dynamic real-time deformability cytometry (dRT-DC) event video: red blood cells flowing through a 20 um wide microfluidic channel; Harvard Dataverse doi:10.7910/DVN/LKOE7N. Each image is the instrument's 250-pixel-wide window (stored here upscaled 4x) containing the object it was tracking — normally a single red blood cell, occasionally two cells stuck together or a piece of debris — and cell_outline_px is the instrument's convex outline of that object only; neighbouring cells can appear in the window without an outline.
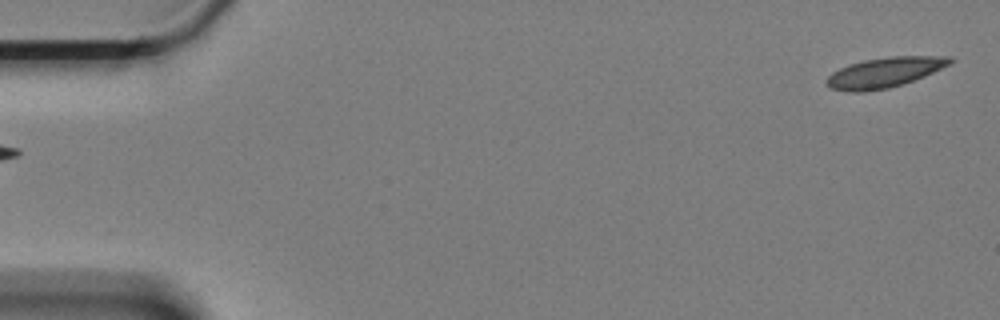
{"species": "Egyptian fruit bat (a non-hibernating species)", "species_latin": "Rousettus aegyptiacus", "temperature_condition": "cold", "stored_images_in_passage": 15, "camera_frame_rate_fps": 3000, "um_per_image_px": 0.085, "animal": {"sex": "female"}, "frame": {"image": 1, "passage_image": 2, "time_ms": 0.333, "image_size_px": [1000, 320], "cell_outline_px": [[956, 60], [924, 76], [888, 88], [864, 92], [848, 92], [832, 88], [824, 80], [832, 72], [840, 68], [864, 60], [892, 56], [952, 56]], "centroid_in_image_um": [75.17, 6.15], "position_along_channel_um": 9.8, "area_um2": 21.33}}